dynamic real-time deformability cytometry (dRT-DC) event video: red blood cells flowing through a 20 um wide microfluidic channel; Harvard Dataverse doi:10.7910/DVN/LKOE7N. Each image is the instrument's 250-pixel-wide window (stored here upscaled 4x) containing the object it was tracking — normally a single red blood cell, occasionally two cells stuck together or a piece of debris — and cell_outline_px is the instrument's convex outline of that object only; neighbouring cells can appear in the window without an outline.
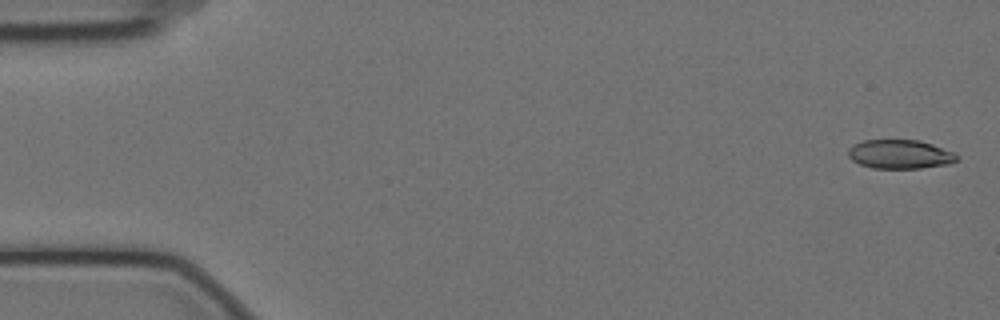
{"species": "Egyptian fruit bat (a non-hibernating species)", "species_latin": "Rousettus aegyptiacus", "temperature_condition": "cold", "stored_images_in_passage": 5, "camera_frame_rate_fps": 3000, "um_per_image_px": 0.085, "animal": {"sex": "female"}, "frame": {"image": 1, "passage_image": 1, "time_ms": 0.0, "image_size_px": [1000, 320], "cell_outline_px": [[960, 156], [956, 160], [948, 164], [920, 168], [872, 168], [860, 164], [852, 160], [848, 156], [848, 148], [864, 140], [920, 140], [956, 152]], "centroid_in_image_um": [76.53, 13.11], "position_along_channel_um": 8.5, "area_um2": 18.38}}
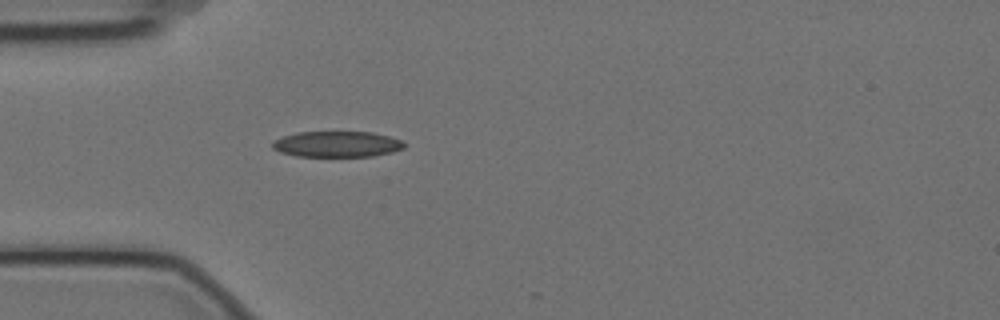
{"frame": {"image": 2, "passage_image": 5, "time_ms": 1.333, "image_size_px": [1000, 320], "cell_outline_px": [[404, 148], [392, 152], [372, 156], [296, 156], [280, 152], [272, 148], [272, 144], [276, 140], [284, 136], [296, 132], [372, 132], [388, 136], [400, 140], [404, 144]], "centroid_in_image_um": [28.63, 12.25], "position_along_channel_um": 56.4, "area_um2": 19.65}}